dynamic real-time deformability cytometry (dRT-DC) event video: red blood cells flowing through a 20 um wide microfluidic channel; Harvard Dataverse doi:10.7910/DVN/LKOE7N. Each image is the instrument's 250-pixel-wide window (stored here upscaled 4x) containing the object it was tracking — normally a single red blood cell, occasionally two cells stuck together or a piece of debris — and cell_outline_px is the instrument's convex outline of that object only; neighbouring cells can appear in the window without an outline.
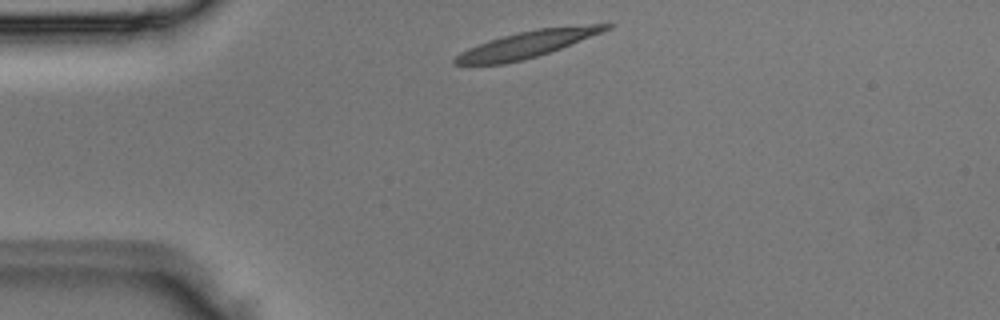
{"species": "Egyptian fruit bat (a non-hibernating species)", "species_latin": "Rousettus aegyptiacus", "temperature_condition": "room temperature", "stored_images_in_passage": 2, "camera_frame_rate_fps": 3000, "um_per_image_px": 0.085, "animal": {"sex": "male"}, "frame": {"image": 1, "passage_image": 1, "time_ms": 0.0, "image_size_px": [1000, 320], "cell_outline_px": [[616, 24], [612, 28], [560, 48], [536, 56], [504, 64], [452, 64], [452, 60], [460, 52], [468, 48], [488, 40], [520, 32], [540, 28], [588, 24]], "centroid_in_image_um": [44.79, 3.76], "position_along_channel_um": 40.2, "area_um2": 22.95}}